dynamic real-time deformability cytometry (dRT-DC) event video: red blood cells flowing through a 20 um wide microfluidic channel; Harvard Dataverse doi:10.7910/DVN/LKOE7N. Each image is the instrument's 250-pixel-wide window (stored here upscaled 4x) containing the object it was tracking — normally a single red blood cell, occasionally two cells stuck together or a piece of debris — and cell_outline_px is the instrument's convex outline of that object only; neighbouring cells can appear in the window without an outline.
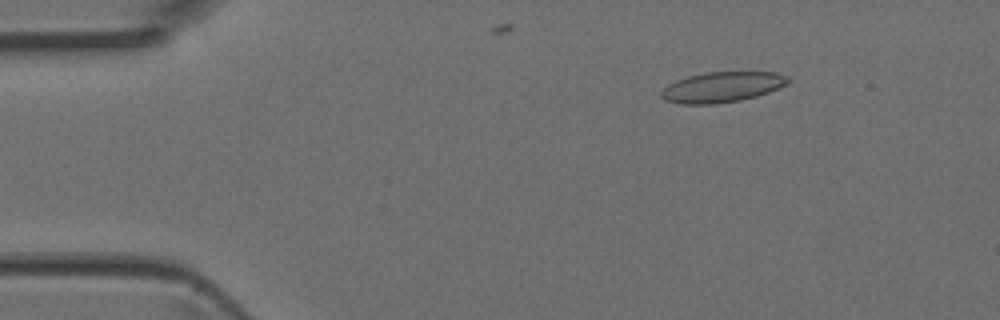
{"species": "Egyptian fruit bat (a non-hibernating species)", "species_latin": "Rousettus aegyptiacus", "temperature_condition": "room temperature", "stored_images_in_passage": 4, "segment_of_instrument_passage": [1, 2], "camera_frame_rate_fps": 3000, "um_per_image_px": 0.085, "animal": {"sex": "female"}, "frame": {"image": 1, "passage_image": 2, "time_ms": 0.333, "image_size_px": [1000, 320], "cell_outline_px": [[792, 80], [788, 84], [768, 92], [756, 96], [740, 100], [716, 104], [680, 104], [664, 100], [660, 96], [660, 92], [668, 84], [676, 80], [688, 76], [704, 72], [776, 72], [788, 76]], "centroid_in_image_um": [61.37, 7.4], "position_along_channel_um": 23.6, "area_um2": 22.66}}